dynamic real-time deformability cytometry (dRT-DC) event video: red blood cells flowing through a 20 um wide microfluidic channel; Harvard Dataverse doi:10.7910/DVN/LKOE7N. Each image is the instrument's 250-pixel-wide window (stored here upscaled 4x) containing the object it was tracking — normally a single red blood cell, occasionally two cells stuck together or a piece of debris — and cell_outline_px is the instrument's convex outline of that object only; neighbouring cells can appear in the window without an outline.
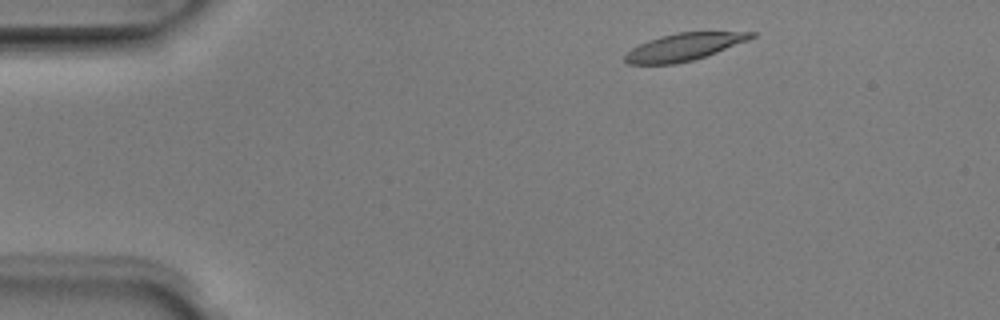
{"species": "Egyptian fruit bat (a non-hibernating species)", "species_latin": "Rousettus aegyptiacus", "temperature_condition": "room temperature", "stored_images_in_passage": 3, "camera_frame_rate_fps": 3000, "um_per_image_px": 0.085, "animal": {"sex": "male"}, "frame": {"image": 1, "passage_image": 1, "time_ms": 0.0, "image_size_px": [1000, 320], "cell_outline_px": [[756, 36], [748, 40], [716, 52], [692, 60], [676, 64], [628, 64], [624, 60], [624, 56], [632, 48], [648, 40], [660, 36], [680, 32], [756, 32]], "centroid_in_image_um": [58.11, 3.99], "position_along_channel_um": 26.9, "area_um2": 19.83}}